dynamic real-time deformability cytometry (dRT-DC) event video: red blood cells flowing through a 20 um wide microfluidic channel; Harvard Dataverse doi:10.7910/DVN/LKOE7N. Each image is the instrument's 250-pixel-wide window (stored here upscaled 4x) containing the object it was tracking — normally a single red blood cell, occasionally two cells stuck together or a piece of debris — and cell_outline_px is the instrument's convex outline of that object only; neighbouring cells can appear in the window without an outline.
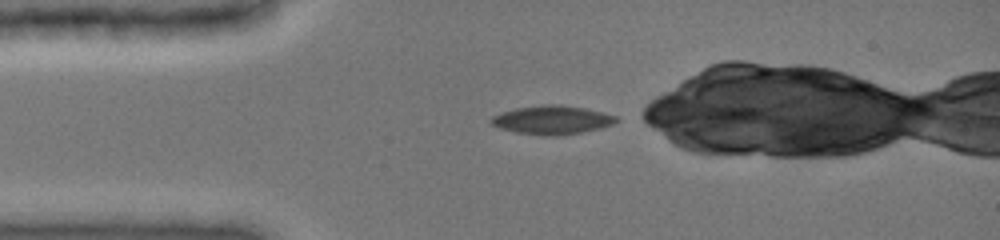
{"species": "common noctule bat (a hibernating species)", "species_latin": "Nyctalus noctula", "temperature_condition": "cold", "stored_images_in_passage": 19, "camera_frame_rate_fps": 3000, "um_per_image_px": 0.085, "animal": {"sex": "female", "body_mass_g": 19.0, "forearm_length_mm": 51.5}, "frame": {"image": 1, "passage_image": 1, "time_ms": 0.0, "image_size_px": [1000, 240], "cell_outline_px": [[620, 120], [612, 124], [600, 128], [580, 132], [556, 136], [540, 136], [516, 132], [500, 128], [492, 124], [488, 120], [492, 116], [500, 112], [516, 108], [544, 104], [560, 104], [584, 108], [604, 112], [616, 116]], "centroid_in_image_um": [46.9, 10.19], "position_along_channel_um": 38.1, "area_um2": 21.04}}
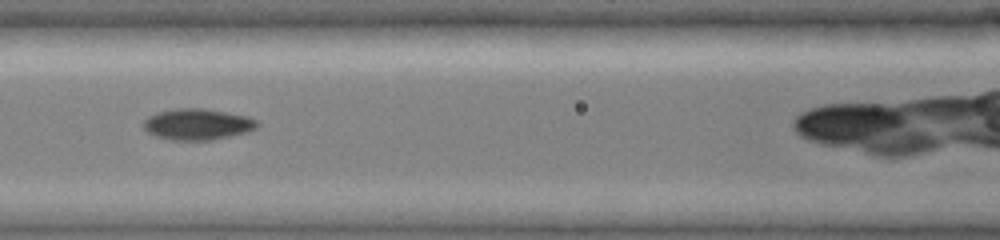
{"frame": {"image": 2, "passage_image": 9, "time_ms": 3.333, "image_size_px": [1000, 240], "cell_outline_px": [[260, 124], [256, 128], [248, 132], [212, 140], [172, 140], [156, 136], [148, 132], [144, 128], [144, 120], [148, 116], [160, 112], [176, 108], [204, 108], [248, 116], [256, 120]], "centroid_in_image_um": [16.82, 10.56], "position_along_channel_um": 149.8, "area_um2": 20.63}}
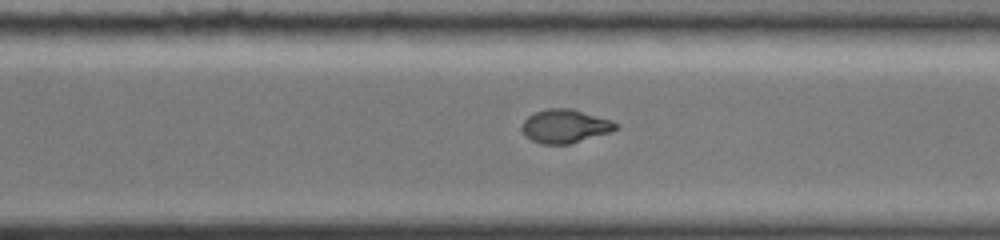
{"frame": {"image": 3, "passage_image": 19, "time_ms": 7.667, "image_size_px": [1000, 240], "cell_outline_px": [[620, 128], [612, 132], [568, 144], [540, 144], [532, 140], [524, 132], [524, 120], [528, 116], [536, 112], [548, 108], [572, 108], [612, 120], [620, 124]], "centroid_in_image_um": [48.12, 10.72], "position_along_channel_um": 322.5, "area_um2": 18.32}}